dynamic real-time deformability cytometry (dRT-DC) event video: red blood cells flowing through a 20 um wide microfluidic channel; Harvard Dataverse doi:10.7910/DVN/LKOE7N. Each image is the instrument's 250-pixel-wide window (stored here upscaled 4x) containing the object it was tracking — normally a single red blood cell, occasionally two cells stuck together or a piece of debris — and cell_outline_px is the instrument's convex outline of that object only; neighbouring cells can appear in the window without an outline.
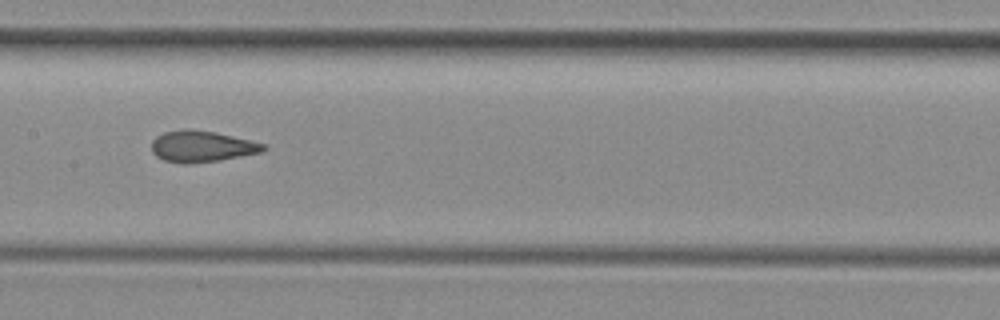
{"species": "common noctule bat (a hibernating species)", "species_latin": "Nyctalus noctula", "temperature_condition": "room temperature", "stored_images_in_passage": 35, "camera_frame_rate_fps": 3000, "um_per_image_px": 0.085, "animal": {"sex": "female", "body_mass_g": 29.2, "forearm_length_mm": 56.3}, "frame": {"image": 1, "passage_image": 11, "time_ms": 3.333, "image_size_px": [1000, 320], "cell_outline_px": [[268, 148], [260, 152], [220, 160], [188, 164], [184, 164], [164, 160], [156, 156], [152, 152], [152, 140], [156, 136], [164, 132], [184, 128], [188, 128], [216, 132], [264, 144]], "centroid_in_image_um": [17.1, 12.44], "position_along_channel_um": 190.3, "area_um2": 20.35}}
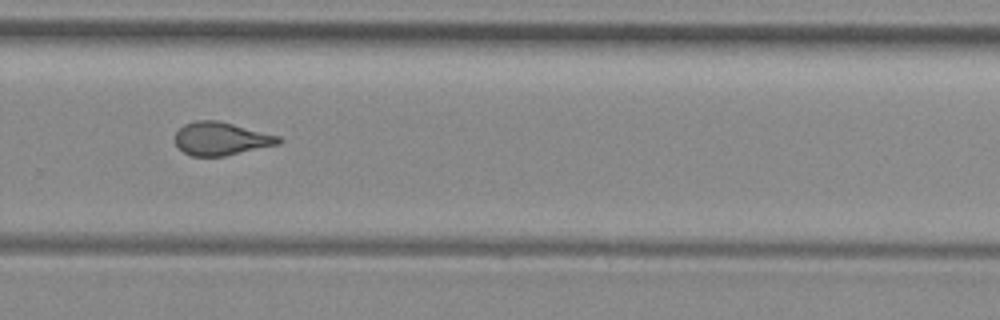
{"frame": {"image": 2, "passage_image": 20, "time_ms": 6.333, "image_size_px": [1000, 320], "cell_outline_px": [[284, 140], [280, 144], [224, 156], [192, 156], [184, 152], [176, 144], [176, 132], [184, 124], [196, 120], [216, 120], [280, 136]], "centroid_in_image_um": [18.82, 11.79], "position_along_channel_um": 311.0, "area_um2": 19.83}, "authors_computed_cell_mechanics": {"area_um2": 20.23, "velocity_mm_per_s": 4.0453, "shape_relaxation_time_tau1_ms": null, "shape_relaxation_time_tau2_ms": 1.4605, "deformation_change_tau1": null, "deformation_change_tau2": 0.0683}}